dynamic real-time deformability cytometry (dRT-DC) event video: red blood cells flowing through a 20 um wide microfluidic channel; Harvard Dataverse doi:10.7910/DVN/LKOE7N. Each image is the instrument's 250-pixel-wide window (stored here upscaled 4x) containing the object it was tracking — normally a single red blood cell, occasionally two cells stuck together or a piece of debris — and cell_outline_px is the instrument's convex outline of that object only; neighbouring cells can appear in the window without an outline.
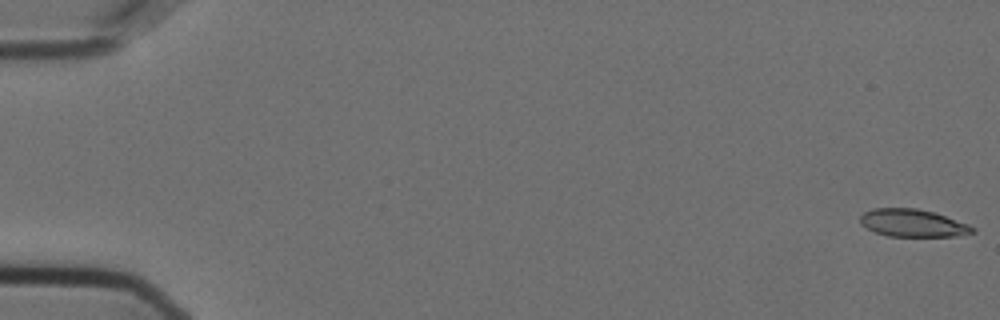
{"species": "Egyptian fruit bat (a non-hibernating species)", "species_latin": "Rousettus aegyptiacus", "temperature_condition": "cold", "stored_images_in_passage": 41, "camera_frame_rate_fps": 3000, "um_per_image_px": 0.085, "animal": {"sex": "female"}, "frame": {"image": 1, "passage_image": 1, "time_ms": 0.0, "image_size_px": [1000, 320], "cell_outline_px": [[976, 232], [960, 236], [888, 236], [876, 232], [860, 224], [860, 216], [864, 212], [872, 208], [916, 208], [932, 212], [968, 224], [976, 228]], "centroid_in_image_um": [77.59, 18.96], "position_along_channel_um": 7.4, "area_um2": 17.98}}
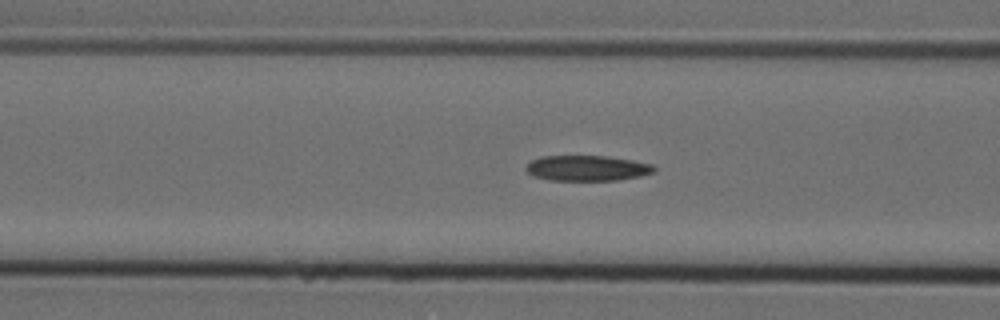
{"frame": {"image": 2, "passage_image": 23, "time_ms": 7.333, "image_size_px": [1000, 320], "cell_outline_px": [[656, 172], [640, 176], [616, 180], [548, 180], [532, 176], [524, 168], [532, 160], [540, 156], [604, 156], [632, 160], [652, 164], [656, 168]], "centroid_in_image_um": [49.9, 14.29], "position_along_channel_um": 116.7, "area_um2": 19.02}}
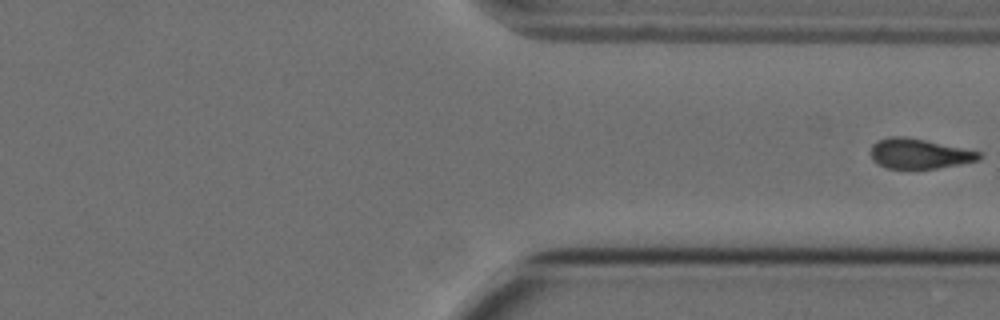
{"frame": {"image": 3, "passage_image": 41, "time_ms": 13.333, "image_size_px": [1000, 320], "cell_outline_px": [[984, 156], [980, 160], [960, 164], [936, 168], [888, 168], [876, 164], [872, 160], [872, 144], [876, 140], [892, 136], [904, 136], [984, 152]], "centroid_in_image_um": [78.17, 13.06], "position_along_channel_um": 333.2, "area_um2": 19.02}}